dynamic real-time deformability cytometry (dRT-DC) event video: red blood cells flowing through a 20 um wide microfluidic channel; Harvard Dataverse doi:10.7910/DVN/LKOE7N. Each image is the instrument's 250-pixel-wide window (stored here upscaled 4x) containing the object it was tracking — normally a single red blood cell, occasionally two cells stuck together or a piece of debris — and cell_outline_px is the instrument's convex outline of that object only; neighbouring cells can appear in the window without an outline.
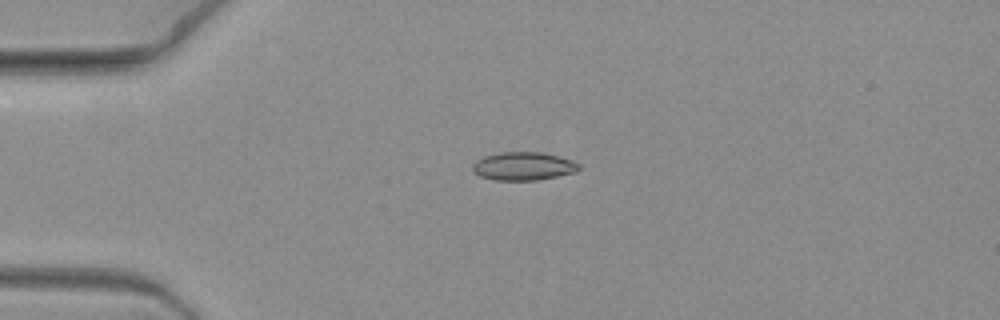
{"species": "common noctule bat (a hibernating species)", "species_latin": "Nyctalus noctula", "temperature_condition": "warm", "stored_images_in_passage": 8, "camera_frame_rate_fps": 3000, "um_per_image_px": 0.085, "animal": {"sex": "female", "body_mass_g": 19.3, "forearm_length_mm": 54.1}, "frame": {"image": 1, "passage_image": 4, "time_ms": 1.0, "image_size_px": [1000, 320], "cell_outline_px": [[580, 168], [576, 172], [536, 180], [496, 180], [480, 176], [472, 168], [472, 164], [476, 160], [484, 156], [500, 152], [544, 152], [572, 160], [580, 164]], "centroid_in_image_um": [44.5, 14.11], "position_along_channel_um": 40.5, "area_um2": 17.46}}
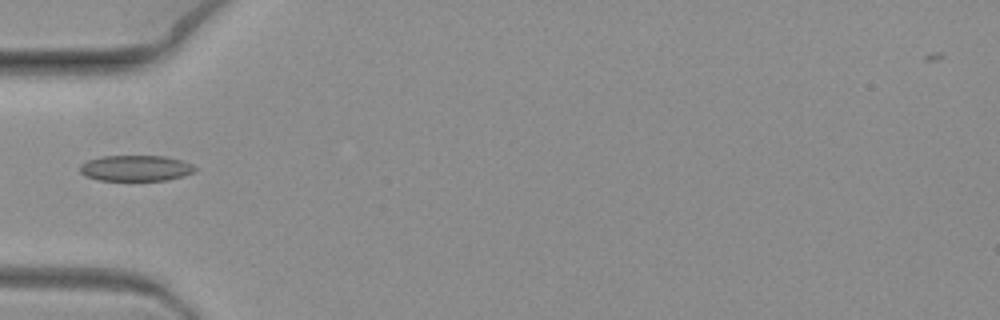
{"frame": {"image": 2, "passage_image": 6, "time_ms": 1.667, "image_size_px": [1000, 320], "cell_outline_px": [[196, 168], [192, 172], [168, 180], [100, 180], [88, 176], [80, 172], [80, 164], [88, 160], [100, 156], [164, 156], [180, 160], [192, 164]], "centroid_in_image_um": [11.51, 14.28], "position_along_channel_um": 73.5, "area_um2": 17.05}}
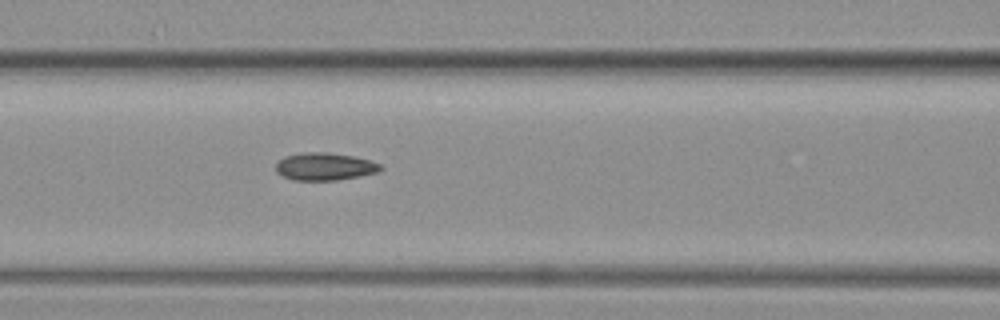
{"frame": {"image": 3, "passage_image": 8, "time_ms": 2.333, "image_size_px": [1000, 320], "cell_outline_px": [[384, 168], [376, 172], [336, 180], [292, 180], [276, 172], [276, 164], [284, 156], [300, 152], [324, 152], [352, 156], [368, 160], [380, 164]], "centroid_in_image_um": [27.55, 14.15], "position_along_channel_um": 139.1, "area_um2": 16.59}}